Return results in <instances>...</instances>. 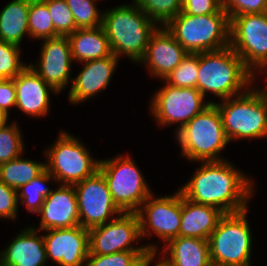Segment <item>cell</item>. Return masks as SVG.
Returning <instances> with one entry per match:
<instances>
[{"label": "cell", "instance_id": "cell-1", "mask_svg": "<svg viewBox=\"0 0 267 266\" xmlns=\"http://www.w3.org/2000/svg\"><path fill=\"white\" fill-rule=\"evenodd\" d=\"M192 176L178 187L188 200L218 208L224 214L249 208L257 193L255 178L229 161H201ZM249 175V176H248Z\"/></svg>", "mask_w": 267, "mask_h": 266}, {"label": "cell", "instance_id": "cell-2", "mask_svg": "<svg viewBox=\"0 0 267 266\" xmlns=\"http://www.w3.org/2000/svg\"><path fill=\"white\" fill-rule=\"evenodd\" d=\"M103 9L102 27L112 53L138 65L145 55L152 33L158 26L131 0Z\"/></svg>", "mask_w": 267, "mask_h": 266}, {"label": "cell", "instance_id": "cell-3", "mask_svg": "<svg viewBox=\"0 0 267 266\" xmlns=\"http://www.w3.org/2000/svg\"><path fill=\"white\" fill-rule=\"evenodd\" d=\"M255 75L229 46L199 53L197 89L207 99V94L219 100L245 93L255 83Z\"/></svg>", "mask_w": 267, "mask_h": 266}, {"label": "cell", "instance_id": "cell-4", "mask_svg": "<svg viewBox=\"0 0 267 266\" xmlns=\"http://www.w3.org/2000/svg\"><path fill=\"white\" fill-rule=\"evenodd\" d=\"M260 85L259 82L245 93L214 102L231 144L247 139L267 140V85Z\"/></svg>", "mask_w": 267, "mask_h": 266}, {"label": "cell", "instance_id": "cell-5", "mask_svg": "<svg viewBox=\"0 0 267 266\" xmlns=\"http://www.w3.org/2000/svg\"><path fill=\"white\" fill-rule=\"evenodd\" d=\"M174 135L181 150L179 156L189 160L188 163L228 159L224 158L222 151L230 141L225 134L221 114L214 103L194 116Z\"/></svg>", "mask_w": 267, "mask_h": 266}, {"label": "cell", "instance_id": "cell-6", "mask_svg": "<svg viewBox=\"0 0 267 266\" xmlns=\"http://www.w3.org/2000/svg\"><path fill=\"white\" fill-rule=\"evenodd\" d=\"M60 130L56 140L42 151L46 170L57 184L75 185L93 176L99 169L100 159L73 133Z\"/></svg>", "mask_w": 267, "mask_h": 266}, {"label": "cell", "instance_id": "cell-7", "mask_svg": "<svg viewBox=\"0 0 267 266\" xmlns=\"http://www.w3.org/2000/svg\"><path fill=\"white\" fill-rule=\"evenodd\" d=\"M165 27L188 53L229 47L230 20L223 8L216 14L197 16L181 11Z\"/></svg>", "mask_w": 267, "mask_h": 266}, {"label": "cell", "instance_id": "cell-8", "mask_svg": "<svg viewBox=\"0 0 267 266\" xmlns=\"http://www.w3.org/2000/svg\"><path fill=\"white\" fill-rule=\"evenodd\" d=\"M249 208L224 214L216 229L208 238L210 261L212 266L249 265L253 253V230L250 226Z\"/></svg>", "mask_w": 267, "mask_h": 266}, {"label": "cell", "instance_id": "cell-9", "mask_svg": "<svg viewBox=\"0 0 267 266\" xmlns=\"http://www.w3.org/2000/svg\"><path fill=\"white\" fill-rule=\"evenodd\" d=\"M137 164L128 153L100 159L98 171L107 182L113 202L122 212H136L153 193Z\"/></svg>", "mask_w": 267, "mask_h": 266}, {"label": "cell", "instance_id": "cell-10", "mask_svg": "<svg viewBox=\"0 0 267 266\" xmlns=\"http://www.w3.org/2000/svg\"><path fill=\"white\" fill-rule=\"evenodd\" d=\"M154 193L155 191L136 211L141 238L150 253H157L161 243L164 246L170 240L179 237L182 213V192L179 188L173 194L156 196ZM152 235L159 238L158 242L151 240V242L145 243L146 239L153 238Z\"/></svg>", "mask_w": 267, "mask_h": 266}, {"label": "cell", "instance_id": "cell-11", "mask_svg": "<svg viewBox=\"0 0 267 266\" xmlns=\"http://www.w3.org/2000/svg\"><path fill=\"white\" fill-rule=\"evenodd\" d=\"M161 81L164 84L150 96L147 109L160 129L174 126L175 134L213 103L212 98L206 99L197 88H179Z\"/></svg>", "mask_w": 267, "mask_h": 266}, {"label": "cell", "instance_id": "cell-12", "mask_svg": "<svg viewBox=\"0 0 267 266\" xmlns=\"http://www.w3.org/2000/svg\"><path fill=\"white\" fill-rule=\"evenodd\" d=\"M229 46L256 75L267 64V12L232 17Z\"/></svg>", "mask_w": 267, "mask_h": 266}, {"label": "cell", "instance_id": "cell-13", "mask_svg": "<svg viewBox=\"0 0 267 266\" xmlns=\"http://www.w3.org/2000/svg\"><path fill=\"white\" fill-rule=\"evenodd\" d=\"M88 240L91 254L108 255L122 251H148L146 246L140 243L143 240L136 212H122L115 219L89 229Z\"/></svg>", "mask_w": 267, "mask_h": 266}, {"label": "cell", "instance_id": "cell-14", "mask_svg": "<svg viewBox=\"0 0 267 266\" xmlns=\"http://www.w3.org/2000/svg\"><path fill=\"white\" fill-rule=\"evenodd\" d=\"M74 188L80 225L85 229L103 225L122 213L113 202L107 182L99 171L75 184Z\"/></svg>", "mask_w": 267, "mask_h": 266}, {"label": "cell", "instance_id": "cell-15", "mask_svg": "<svg viewBox=\"0 0 267 266\" xmlns=\"http://www.w3.org/2000/svg\"><path fill=\"white\" fill-rule=\"evenodd\" d=\"M38 58L28 65L56 92L62 94L72 83L74 63L67 36H57L40 41ZM69 86V87H68Z\"/></svg>", "mask_w": 267, "mask_h": 266}, {"label": "cell", "instance_id": "cell-16", "mask_svg": "<svg viewBox=\"0 0 267 266\" xmlns=\"http://www.w3.org/2000/svg\"><path fill=\"white\" fill-rule=\"evenodd\" d=\"M120 59L114 54L96 60L81 63L82 69L73 76L67 93V100L74 106L90 102L110 85L113 75L118 70ZM96 96V97H95ZM90 100V101H89Z\"/></svg>", "mask_w": 267, "mask_h": 266}, {"label": "cell", "instance_id": "cell-17", "mask_svg": "<svg viewBox=\"0 0 267 266\" xmlns=\"http://www.w3.org/2000/svg\"><path fill=\"white\" fill-rule=\"evenodd\" d=\"M47 260L59 266H85L88 229L81 225L42 231Z\"/></svg>", "mask_w": 267, "mask_h": 266}, {"label": "cell", "instance_id": "cell-18", "mask_svg": "<svg viewBox=\"0 0 267 266\" xmlns=\"http://www.w3.org/2000/svg\"><path fill=\"white\" fill-rule=\"evenodd\" d=\"M187 55L183 46L162 26L150 36L145 55L138 64L144 65L151 79L163 80Z\"/></svg>", "mask_w": 267, "mask_h": 266}, {"label": "cell", "instance_id": "cell-19", "mask_svg": "<svg viewBox=\"0 0 267 266\" xmlns=\"http://www.w3.org/2000/svg\"><path fill=\"white\" fill-rule=\"evenodd\" d=\"M36 214L40 216L39 224L31 226L40 231L80 225L74 185L57 184L44 199L42 207Z\"/></svg>", "mask_w": 267, "mask_h": 266}, {"label": "cell", "instance_id": "cell-20", "mask_svg": "<svg viewBox=\"0 0 267 266\" xmlns=\"http://www.w3.org/2000/svg\"><path fill=\"white\" fill-rule=\"evenodd\" d=\"M16 89V106L29 118L49 116L52 94L59 95L29 65L14 79Z\"/></svg>", "mask_w": 267, "mask_h": 266}, {"label": "cell", "instance_id": "cell-21", "mask_svg": "<svg viewBox=\"0 0 267 266\" xmlns=\"http://www.w3.org/2000/svg\"><path fill=\"white\" fill-rule=\"evenodd\" d=\"M26 226L0 251V266H47L49 263L42 231L31 224Z\"/></svg>", "mask_w": 267, "mask_h": 266}, {"label": "cell", "instance_id": "cell-22", "mask_svg": "<svg viewBox=\"0 0 267 266\" xmlns=\"http://www.w3.org/2000/svg\"><path fill=\"white\" fill-rule=\"evenodd\" d=\"M169 266H212L208 240L179 236L156 253Z\"/></svg>", "mask_w": 267, "mask_h": 266}, {"label": "cell", "instance_id": "cell-23", "mask_svg": "<svg viewBox=\"0 0 267 266\" xmlns=\"http://www.w3.org/2000/svg\"><path fill=\"white\" fill-rule=\"evenodd\" d=\"M224 213L216 207L194 203L182 194L179 236L208 240Z\"/></svg>", "mask_w": 267, "mask_h": 266}, {"label": "cell", "instance_id": "cell-24", "mask_svg": "<svg viewBox=\"0 0 267 266\" xmlns=\"http://www.w3.org/2000/svg\"><path fill=\"white\" fill-rule=\"evenodd\" d=\"M67 37L74 63L103 59L113 54L102 26L80 28Z\"/></svg>", "mask_w": 267, "mask_h": 266}, {"label": "cell", "instance_id": "cell-25", "mask_svg": "<svg viewBox=\"0 0 267 266\" xmlns=\"http://www.w3.org/2000/svg\"><path fill=\"white\" fill-rule=\"evenodd\" d=\"M30 0H11L0 10V40L22 47L29 39L28 12Z\"/></svg>", "mask_w": 267, "mask_h": 266}, {"label": "cell", "instance_id": "cell-26", "mask_svg": "<svg viewBox=\"0 0 267 266\" xmlns=\"http://www.w3.org/2000/svg\"><path fill=\"white\" fill-rule=\"evenodd\" d=\"M24 153L9 162L0 164V181L18 190L22 185L31 182L45 169V161L25 158Z\"/></svg>", "mask_w": 267, "mask_h": 266}, {"label": "cell", "instance_id": "cell-27", "mask_svg": "<svg viewBox=\"0 0 267 266\" xmlns=\"http://www.w3.org/2000/svg\"><path fill=\"white\" fill-rule=\"evenodd\" d=\"M49 183L56 184V181L45 169L39 176L17 190L19 205H24L23 208L28 213L36 214L42 207L44 199L53 189L52 186L48 185Z\"/></svg>", "mask_w": 267, "mask_h": 266}, {"label": "cell", "instance_id": "cell-28", "mask_svg": "<svg viewBox=\"0 0 267 266\" xmlns=\"http://www.w3.org/2000/svg\"><path fill=\"white\" fill-rule=\"evenodd\" d=\"M28 28L31 40H45L60 36L54 29L47 0H30Z\"/></svg>", "mask_w": 267, "mask_h": 266}, {"label": "cell", "instance_id": "cell-29", "mask_svg": "<svg viewBox=\"0 0 267 266\" xmlns=\"http://www.w3.org/2000/svg\"><path fill=\"white\" fill-rule=\"evenodd\" d=\"M158 27L166 26L182 11V0H132Z\"/></svg>", "mask_w": 267, "mask_h": 266}, {"label": "cell", "instance_id": "cell-30", "mask_svg": "<svg viewBox=\"0 0 267 266\" xmlns=\"http://www.w3.org/2000/svg\"><path fill=\"white\" fill-rule=\"evenodd\" d=\"M12 120L0 128V164L6 163L25 153L24 134L18 123Z\"/></svg>", "mask_w": 267, "mask_h": 266}, {"label": "cell", "instance_id": "cell-31", "mask_svg": "<svg viewBox=\"0 0 267 266\" xmlns=\"http://www.w3.org/2000/svg\"><path fill=\"white\" fill-rule=\"evenodd\" d=\"M198 68L199 53H188L181 63L163 81L174 87L197 88Z\"/></svg>", "mask_w": 267, "mask_h": 266}, {"label": "cell", "instance_id": "cell-32", "mask_svg": "<svg viewBox=\"0 0 267 266\" xmlns=\"http://www.w3.org/2000/svg\"><path fill=\"white\" fill-rule=\"evenodd\" d=\"M71 10L76 27L95 28L102 26L103 11L98 7L102 0H65Z\"/></svg>", "mask_w": 267, "mask_h": 266}, {"label": "cell", "instance_id": "cell-33", "mask_svg": "<svg viewBox=\"0 0 267 266\" xmlns=\"http://www.w3.org/2000/svg\"><path fill=\"white\" fill-rule=\"evenodd\" d=\"M22 52V47L0 40V79H14L28 66Z\"/></svg>", "mask_w": 267, "mask_h": 266}, {"label": "cell", "instance_id": "cell-34", "mask_svg": "<svg viewBox=\"0 0 267 266\" xmlns=\"http://www.w3.org/2000/svg\"><path fill=\"white\" fill-rule=\"evenodd\" d=\"M149 251H122L108 255L88 253L85 266H141Z\"/></svg>", "mask_w": 267, "mask_h": 266}, {"label": "cell", "instance_id": "cell-35", "mask_svg": "<svg viewBox=\"0 0 267 266\" xmlns=\"http://www.w3.org/2000/svg\"><path fill=\"white\" fill-rule=\"evenodd\" d=\"M47 9L51 15L54 29L60 36H67L78 29L65 0H47Z\"/></svg>", "mask_w": 267, "mask_h": 266}, {"label": "cell", "instance_id": "cell-36", "mask_svg": "<svg viewBox=\"0 0 267 266\" xmlns=\"http://www.w3.org/2000/svg\"><path fill=\"white\" fill-rule=\"evenodd\" d=\"M222 7L230 20L238 15L267 12V0H222Z\"/></svg>", "mask_w": 267, "mask_h": 266}, {"label": "cell", "instance_id": "cell-37", "mask_svg": "<svg viewBox=\"0 0 267 266\" xmlns=\"http://www.w3.org/2000/svg\"><path fill=\"white\" fill-rule=\"evenodd\" d=\"M19 209L17 190L0 181V219L17 221Z\"/></svg>", "mask_w": 267, "mask_h": 266}, {"label": "cell", "instance_id": "cell-38", "mask_svg": "<svg viewBox=\"0 0 267 266\" xmlns=\"http://www.w3.org/2000/svg\"><path fill=\"white\" fill-rule=\"evenodd\" d=\"M222 8V0H182V12L189 15L216 14Z\"/></svg>", "mask_w": 267, "mask_h": 266}, {"label": "cell", "instance_id": "cell-39", "mask_svg": "<svg viewBox=\"0 0 267 266\" xmlns=\"http://www.w3.org/2000/svg\"><path fill=\"white\" fill-rule=\"evenodd\" d=\"M16 106V89L13 79H0V108L10 115ZM10 110V111H9Z\"/></svg>", "mask_w": 267, "mask_h": 266}, {"label": "cell", "instance_id": "cell-40", "mask_svg": "<svg viewBox=\"0 0 267 266\" xmlns=\"http://www.w3.org/2000/svg\"><path fill=\"white\" fill-rule=\"evenodd\" d=\"M141 266H169V265L156 253H150L147 257L144 258Z\"/></svg>", "mask_w": 267, "mask_h": 266}, {"label": "cell", "instance_id": "cell-41", "mask_svg": "<svg viewBox=\"0 0 267 266\" xmlns=\"http://www.w3.org/2000/svg\"><path fill=\"white\" fill-rule=\"evenodd\" d=\"M3 109L0 108V128L4 127L9 123L10 117Z\"/></svg>", "mask_w": 267, "mask_h": 266}, {"label": "cell", "instance_id": "cell-42", "mask_svg": "<svg viewBox=\"0 0 267 266\" xmlns=\"http://www.w3.org/2000/svg\"><path fill=\"white\" fill-rule=\"evenodd\" d=\"M266 73H267V64L255 75L256 83L258 82L257 79H259L261 75L263 76V74L265 75Z\"/></svg>", "mask_w": 267, "mask_h": 266}, {"label": "cell", "instance_id": "cell-43", "mask_svg": "<svg viewBox=\"0 0 267 266\" xmlns=\"http://www.w3.org/2000/svg\"><path fill=\"white\" fill-rule=\"evenodd\" d=\"M242 266H254L253 263L249 264V265H242Z\"/></svg>", "mask_w": 267, "mask_h": 266}]
</instances>
